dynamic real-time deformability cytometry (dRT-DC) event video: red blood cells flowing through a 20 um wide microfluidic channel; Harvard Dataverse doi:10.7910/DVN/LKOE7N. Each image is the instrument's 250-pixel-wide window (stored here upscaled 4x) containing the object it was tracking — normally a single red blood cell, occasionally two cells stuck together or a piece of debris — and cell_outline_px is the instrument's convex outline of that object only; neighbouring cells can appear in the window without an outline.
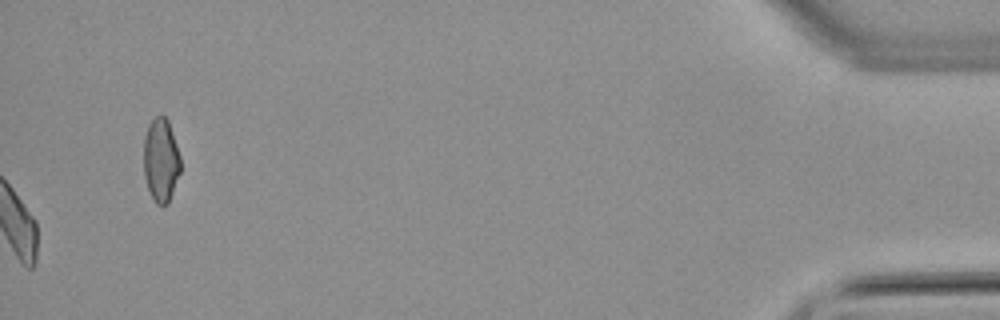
{"species": "common noctule bat (a hibernating species)", "species_latin": "Nyctalus noctula", "temperature_condition": "warm", "stored_images_in_passage": 50, "camera_frame_rate_fps": 3000, "um_per_image_px": 0.085, "animal": {"sex": "male", "body_mass_g": 21.5, "forearm_length_mm": 52.0}, "frame": {"image": 1, "passage_image": 50, "time_ms": 16.333, "image_size_px": [1000, 320], "cell_outline_px": [[180, 172], [168, 204], [156, 204], [148, 188], [144, 176], [144, 136], [148, 124], [156, 116], [164, 116], [168, 120], [180, 156]], "centroid_in_image_um": [13.67, 13.6], "position_along_channel_um": 421.5, "area_um2": 17.8}}